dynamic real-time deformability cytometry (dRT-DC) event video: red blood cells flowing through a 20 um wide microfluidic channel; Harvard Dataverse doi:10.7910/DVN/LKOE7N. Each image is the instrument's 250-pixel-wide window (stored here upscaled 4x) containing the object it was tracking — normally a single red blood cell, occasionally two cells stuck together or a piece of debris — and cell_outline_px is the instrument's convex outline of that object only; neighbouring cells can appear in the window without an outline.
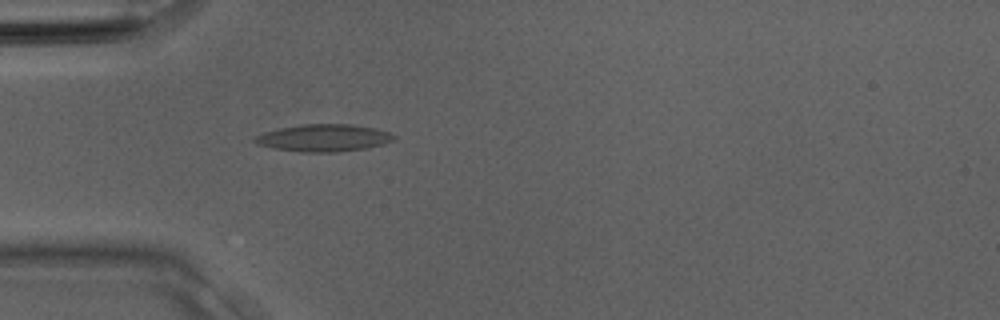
{"species": "Egyptian fruit bat (a non-hibernating species)", "species_latin": "Rousettus aegyptiacus", "temperature_condition": "room temperature", "stored_images_in_passage": 2, "camera_frame_rate_fps": 3000, "um_per_image_px": 0.085, "animal": {"sex": "male"}, "frame": {"image": 1, "passage_image": 2, "time_ms": 0.333, "image_size_px": [1000, 320], "cell_outline_px": [[396, 136], [392, 140], [384, 144], [364, 148], [336, 152], [300, 152], [276, 148], [256, 144], [252, 140], [252, 136], [264, 132], [280, 128], [304, 124], [352, 124], [376, 128], [388, 132]], "centroid_in_image_um": [27.48, 11.71], "position_along_channel_um": 57.5, "area_um2": 22.02}}